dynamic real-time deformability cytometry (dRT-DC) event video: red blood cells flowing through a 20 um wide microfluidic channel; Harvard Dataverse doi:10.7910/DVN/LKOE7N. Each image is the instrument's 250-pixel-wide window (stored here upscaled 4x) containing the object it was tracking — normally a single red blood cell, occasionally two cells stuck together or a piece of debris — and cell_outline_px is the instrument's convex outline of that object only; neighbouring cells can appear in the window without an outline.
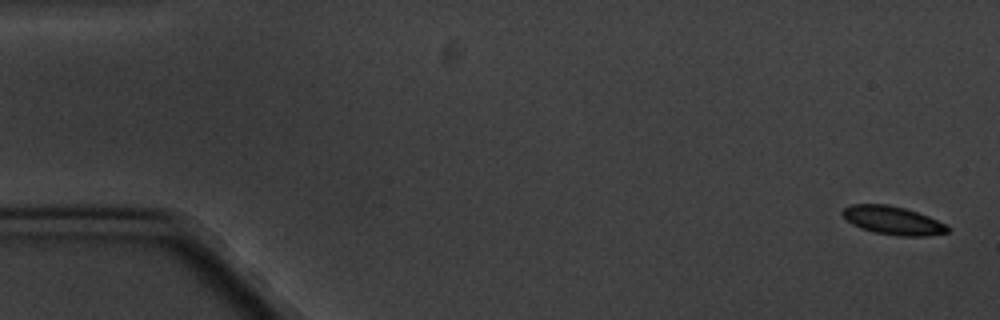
{"species": "common noctule bat (a hibernating species)", "species_latin": "Nyctalus noctula", "temperature_condition": "cold", "stored_images_in_passage": 5, "segment_of_instrument_passage": [2, 2], "camera_frame_rate_fps": 3000, "um_per_image_px": 0.085, "animal": {"sex": "male", "body_mass_g": 20.1, "forearm_length_mm": 53.5}, "frame": {"image": 1, "passage_image": 5, "time_ms": 5.667, "image_size_px": [1000, 320], "cell_outline_px": [[948, 232], [928, 236], [900, 236], [872, 232], [860, 228], [852, 224], [840, 212], [848, 204], [888, 204], [904, 208], [928, 216], [948, 224]], "centroid_in_image_um": [75.88, 18.73], "position_along_channel_um": 9.1, "area_um2": 17.46}}